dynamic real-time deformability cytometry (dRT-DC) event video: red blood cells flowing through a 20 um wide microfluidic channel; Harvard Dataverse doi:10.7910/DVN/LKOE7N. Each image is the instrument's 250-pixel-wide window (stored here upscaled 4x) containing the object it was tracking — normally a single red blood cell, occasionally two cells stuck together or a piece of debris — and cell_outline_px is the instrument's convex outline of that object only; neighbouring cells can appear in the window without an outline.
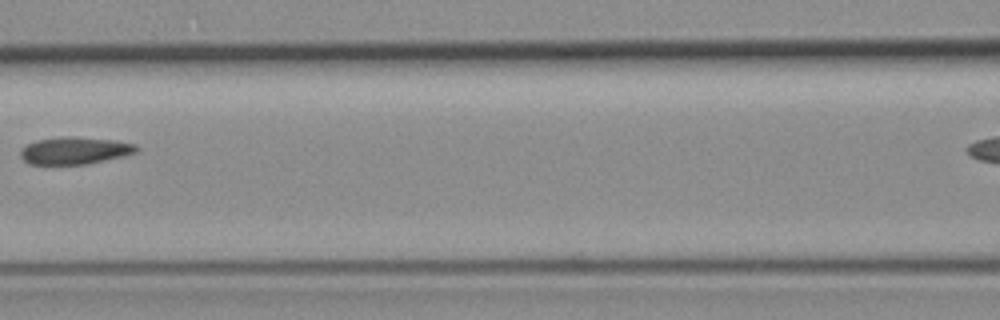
{"species": "common noctule bat (a hibernating species)", "species_latin": "Nyctalus noctula", "temperature_condition": "room temperature", "stored_images_in_passage": 6, "segment_of_instrument_passage": [1, 2], "camera_frame_rate_fps": 3000, "um_per_image_px": 0.085, "animal": {"sex": "female", "body_mass_g": 19.3, "forearm_length_mm": 54.1}, "frame": {"image": 1, "passage_image": 4, "time_ms": 3.333, "image_size_px": [1000, 320], "cell_outline_px": [[140, 148], [136, 152], [124, 156], [88, 164], [28, 164], [20, 156], [20, 152], [28, 144], [36, 140], [60, 136], [72, 136], [116, 140], [136, 144]], "centroid_in_image_um": [6.39, 12.79], "position_along_channel_um": 160.2, "area_um2": 18.55}}
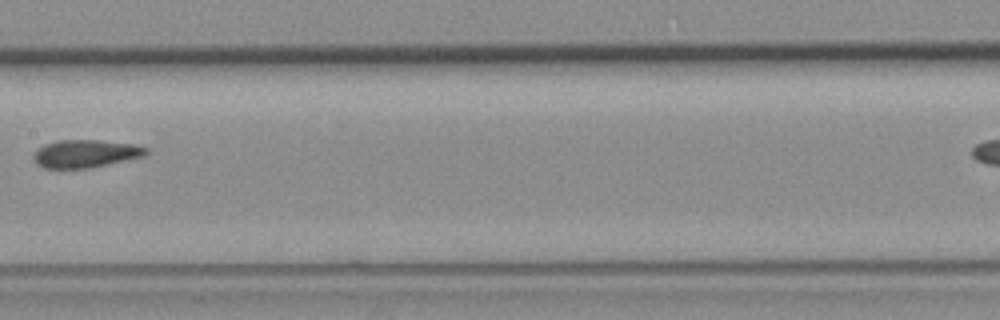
{"frame": {"image": 2, "passage_image": 5, "time_ms": 4.333, "image_size_px": [1000, 320], "cell_outline_px": [[148, 156], [92, 168], [44, 168], [36, 164], [32, 156], [36, 148], [44, 144], [56, 140], [100, 140], [136, 144], [148, 148]], "centroid_in_image_um": [7.3, 13.06], "position_along_channel_um": 200.1, "area_um2": 18.79}}